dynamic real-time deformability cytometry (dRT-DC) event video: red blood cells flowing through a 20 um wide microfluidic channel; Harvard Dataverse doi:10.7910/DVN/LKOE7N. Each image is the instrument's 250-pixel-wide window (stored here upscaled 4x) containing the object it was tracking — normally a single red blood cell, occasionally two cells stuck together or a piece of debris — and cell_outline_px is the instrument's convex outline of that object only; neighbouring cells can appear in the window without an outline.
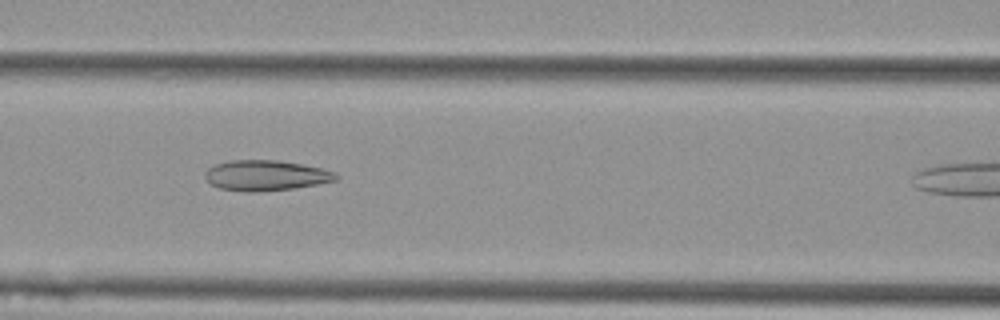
{"species": "Egyptian fruit bat (a non-hibernating species)", "species_latin": "Rousettus aegyptiacus", "temperature_condition": "cold", "stored_images_in_passage": 36, "camera_frame_rate_fps": 3000, "um_per_image_px": 0.085, "animal": {"sex": "female"}, "frame": {"image": 1, "passage_image": 14, "time_ms": 4.333, "image_size_px": [1000, 320], "cell_outline_px": [[340, 176], [336, 180], [316, 184], [292, 188], [252, 192], [248, 192], [220, 188], [212, 184], [204, 176], [204, 172], [212, 164], [228, 160], [276, 160], [300, 164], [320, 168], [336, 172]], "centroid_in_image_um": [22.56, 14.9], "position_along_channel_um": 144.0, "area_um2": 23.06}}
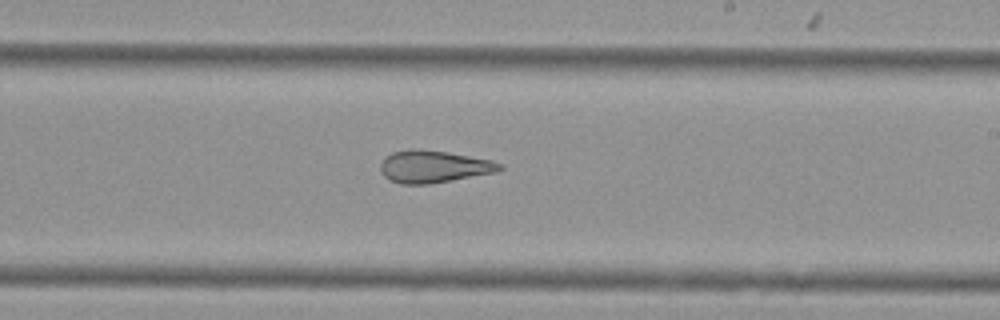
{"frame": {"image": 2, "passage_image": 23, "time_ms": 7.333, "image_size_px": [1000, 320], "cell_outline_px": [[504, 168], [496, 172], [428, 184], [400, 184], [388, 180], [384, 176], [380, 168], [380, 164], [384, 156], [392, 152], [408, 148], [416, 148], [448, 152], [492, 160], [504, 164]], "centroid_in_image_um": [36.83, 14.14], "position_along_channel_um": 252.2, "area_um2": 22.66}}
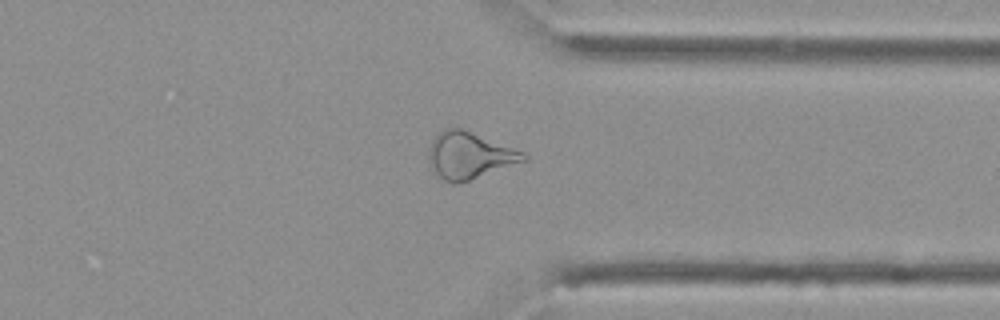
{"frame": {"image": 3, "passage_image": 33, "time_ms": 10.667, "image_size_px": [1000, 320], "cell_outline_px": [[528, 160], [456, 184], [452, 184], [444, 180], [432, 172], [428, 156], [428, 152], [432, 140], [444, 128], [460, 128], [524, 152], [528, 156]], "centroid_in_image_um": [39.87, 13.23], "position_along_channel_um": 371.5, "area_um2": 25.49}}